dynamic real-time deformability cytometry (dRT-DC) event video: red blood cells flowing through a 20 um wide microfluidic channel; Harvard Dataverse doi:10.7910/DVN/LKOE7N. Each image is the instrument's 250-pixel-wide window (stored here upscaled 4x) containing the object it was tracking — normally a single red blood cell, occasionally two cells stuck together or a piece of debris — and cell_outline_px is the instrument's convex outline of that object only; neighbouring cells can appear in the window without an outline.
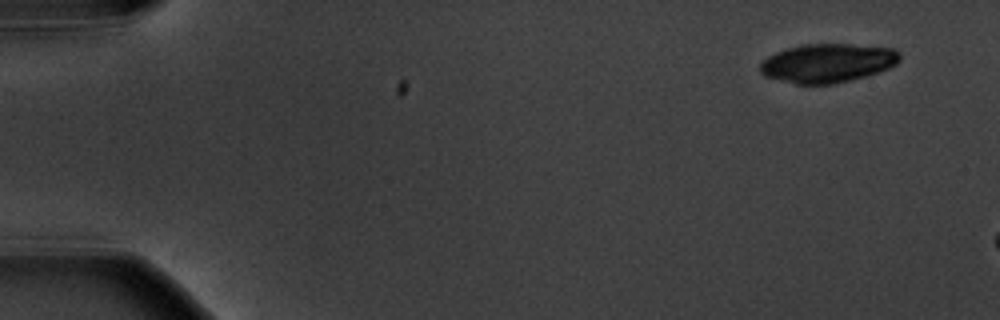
{"species": "common noctule bat (a hibernating species)", "species_latin": "Nyctalus noctula", "temperature_condition": "warm", "stored_images_in_passage": 4, "camera_frame_rate_fps": 3000, "um_per_image_px": 0.085, "animal": {"sex": "male", "body_mass_g": 20.1, "forearm_length_mm": 53.5}, "frame": {"image": 1, "passage_image": 1, "time_ms": 0.0, "image_size_px": [1000, 320], "cell_outline_px": [[900, 60], [896, 64], [888, 68], [864, 76], [832, 84], [796, 84], [764, 76], [760, 72], [760, 64], [768, 56], [784, 48], [804, 44], [848, 44], [896, 48], [900, 52]], "centroid_in_image_um": [70.34, 5.34], "position_along_channel_um": 14.7, "area_um2": 31.56}}